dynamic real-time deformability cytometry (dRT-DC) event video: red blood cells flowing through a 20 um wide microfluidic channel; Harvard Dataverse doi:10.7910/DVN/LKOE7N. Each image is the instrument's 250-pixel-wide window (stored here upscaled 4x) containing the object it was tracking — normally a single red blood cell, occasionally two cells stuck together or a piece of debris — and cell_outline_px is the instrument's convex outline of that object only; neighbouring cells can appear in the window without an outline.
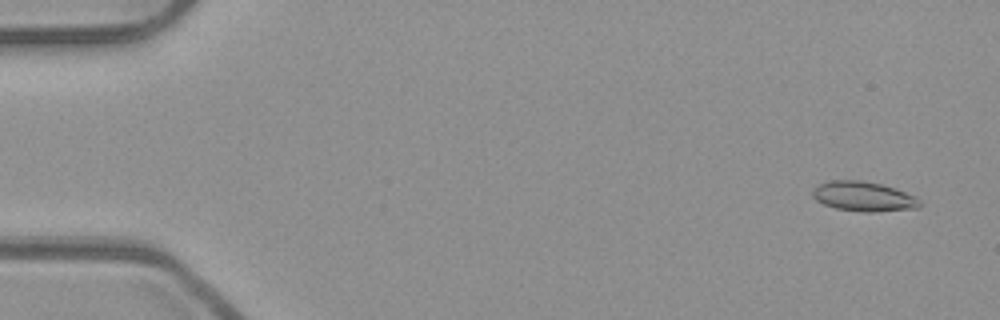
{"species": "common noctule bat (a hibernating species)", "species_latin": "Nyctalus noctula", "temperature_condition": "room temperature", "stored_images_in_passage": 52, "camera_frame_rate_fps": 3000, "um_per_image_px": 0.085, "animal": {"sex": "male", "body_mass_g": 23.1, "forearm_length_mm": 52.7}, "frame": {"image": 1, "passage_image": 3, "time_ms": 0.667, "image_size_px": [1000, 320], "cell_outline_px": [[920, 208], [876, 212], [860, 212], [836, 208], [824, 204], [816, 200], [812, 196], [812, 192], [820, 184], [828, 180], [860, 180], [880, 184], [896, 188], [916, 196], [920, 200]], "centroid_in_image_um": [73.44, 16.7], "position_along_channel_um": 11.6, "area_um2": 18.67}}
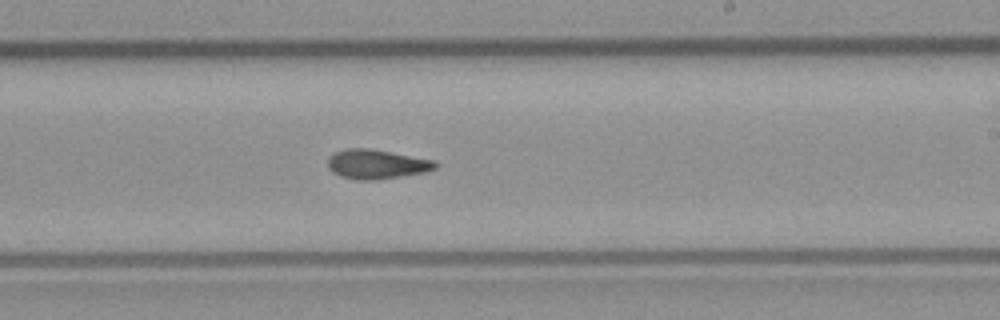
{"frame": {"image": 2, "passage_image": 32, "time_ms": 10.333, "image_size_px": [1000, 320], "cell_outline_px": [[436, 168], [424, 172], [376, 180], [356, 180], [340, 176], [332, 172], [328, 168], [328, 156], [344, 148], [368, 148], [436, 160]], "centroid_in_image_um": [31.97, 13.95], "position_along_channel_um": 257.0, "area_um2": 18.44}}
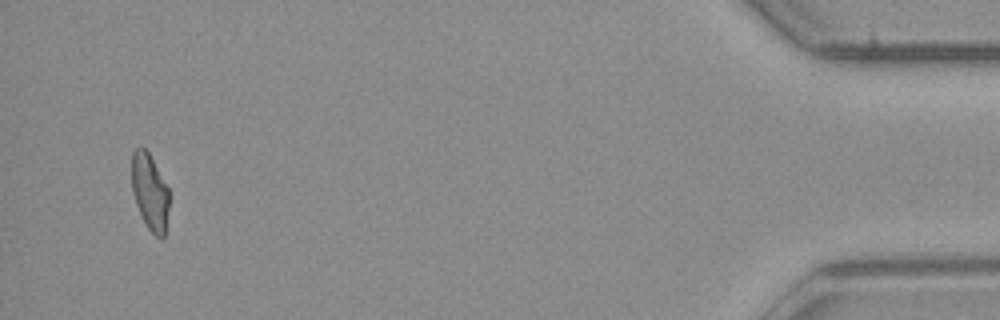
{"frame": {"image": 3, "passage_image": 51, "time_ms": 16.667, "image_size_px": [1000, 320], "cell_outline_px": [[168, 208], [164, 236], [160, 240], [148, 228], [136, 204], [132, 192], [132, 152], [136, 148], [144, 148], [148, 152], [168, 188]], "centroid_in_image_um": [12.72, 16.32], "position_along_channel_um": 422.5, "area_um2": 16.24}}